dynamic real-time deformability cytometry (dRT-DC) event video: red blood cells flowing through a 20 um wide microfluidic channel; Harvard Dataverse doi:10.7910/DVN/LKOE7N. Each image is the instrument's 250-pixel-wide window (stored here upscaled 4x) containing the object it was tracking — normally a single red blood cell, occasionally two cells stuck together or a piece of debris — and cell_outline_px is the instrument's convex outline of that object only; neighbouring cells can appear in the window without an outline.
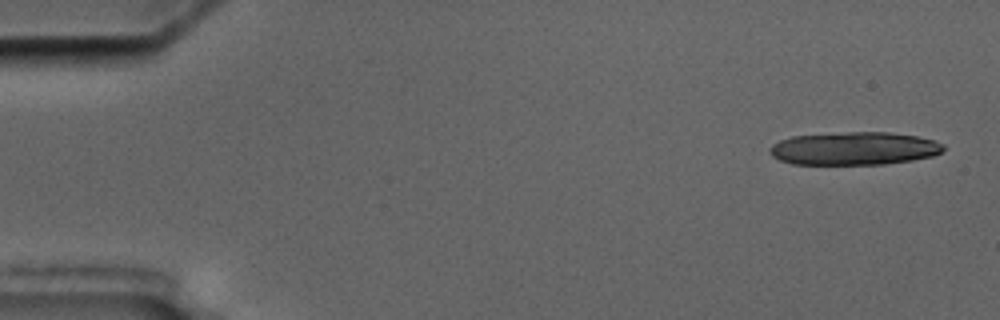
{"species": "common noctule bat (a hibernating species)", "species_latin": "Nyctalus noctula", "temperature_condition": "cold", "stored_images_in_passage": 5, "camera_frame_rate_fps": 3000, "um_per_image_px": 0.085, "animal": {"sex": "male", "body_mass_g": 17.5, "forearm_length_mm": 52.3}, "frame": {"image": 1, "passage_image": 1, "time_ms": 0.0, "image_size_px": [1000, 320], "cell_outline_px": [[944, 148], [940, 152], [932, 156], [912, 160], [884, 164], [792, 164], [780, 160], [772, 156], [768, 152], [768, 148], [772, 144], [780, 140], [792, 136], [848, 132], [888, 132], [916, 136], [936, 140], [944, 144]], "centroid_in_image_um": [72.58, 12.62], "position_along_channel_um": 12.4, "area_um2": 33.47}}